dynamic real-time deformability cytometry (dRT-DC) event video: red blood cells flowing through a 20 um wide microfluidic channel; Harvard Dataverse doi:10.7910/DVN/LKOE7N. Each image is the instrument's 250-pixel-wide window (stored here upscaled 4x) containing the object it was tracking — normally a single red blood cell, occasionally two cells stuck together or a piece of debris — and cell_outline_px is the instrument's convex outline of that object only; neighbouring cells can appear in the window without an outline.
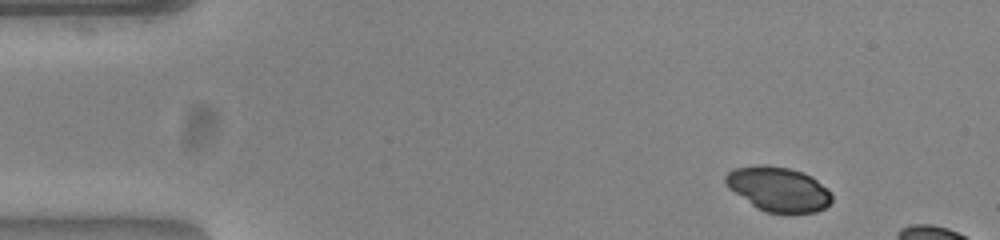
{"species": "common noctule bat (a hibernating species)", "species_latin": "Nyctalus noctula", "temperature_condition": "warm", "stored_images_in_passage": 9, "camera_frame_rate_fps": 3000, "um_per_image_px": 0.085, "animal": {"sex": "female", "body_mass_g": 23.0, "forearm_length_mm": 53.4}, "frame": {"image": 1, "passage_image": 1, "time_ms": 0.0, "image_size_px": [1000, 240], "cell_outline_px": [[832, 200], [824, 208], [816, 212], [768, 212], [756, 208], [728, 188], [724, 184], [724, 176], [732, 168], [756, 164], [764, 164], [788, 168], [804, 172], [812, 176], [828, 188], [832, 192]], "centroid_in_image_um": [66.14, 16.04], "position_along_channel_um": 18.9, "area_um2": 27.86}}